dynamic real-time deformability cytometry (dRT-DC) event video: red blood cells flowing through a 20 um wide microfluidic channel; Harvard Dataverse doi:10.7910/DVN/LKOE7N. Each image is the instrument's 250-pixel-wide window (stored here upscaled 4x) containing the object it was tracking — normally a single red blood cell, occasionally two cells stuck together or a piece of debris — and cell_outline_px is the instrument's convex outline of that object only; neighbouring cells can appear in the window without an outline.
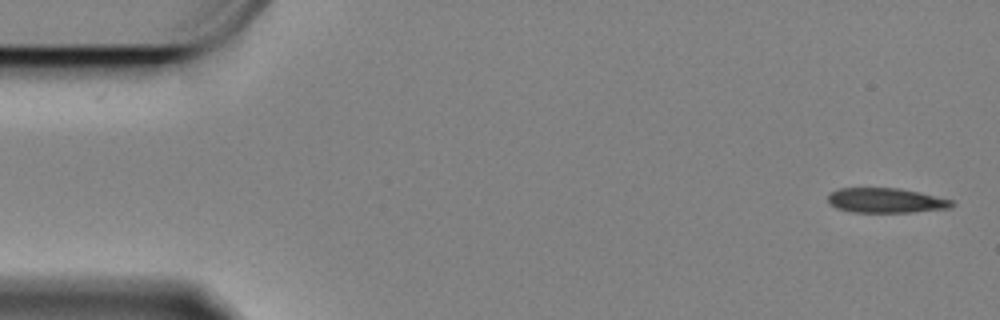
{"species": "Egyptian fruit bat (a non-hibernating species)", "species_latin": "Rousettus aegyptiacus", "temperature_condition": "cold", "stored_images_in_passage": 59, "segment_of_instrument_passage": [1, 2], "camera_frame_rate_fps": 3000, "um_per_image_px": 0.085, "animal": {"sex": "female"}, "frame": {"image": 1, "passage_image": 1, "time_ms": 0.0, "image_size_px": [1000, 320], "cell_outline_px": [[952, 204], [948, 208], [912, 212], [852, 212], [836, 208], [828, 200], [828, 196], [832, 192], [840, 188], [896, 188], [916, 192], [952, 200]], "centroid_in_image_um": [75.25, 17.04], "position_along_channel_um": 9.8, "area_um2": 17.46}}
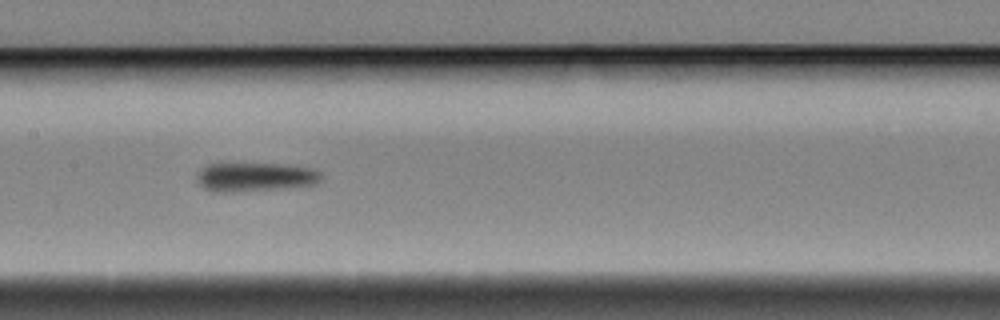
{"frame": {"image": 2, "passage_image": 27, "time_ms": 8.667, "image_size_px": [1000, 320], "cell_outline_px": [[320, 180], [312, 184], [224, 192], [220, 192], [204, 188], [200, 184], [200, 172], [208, 164], [276, 164], [308, 168], [320, 172]], "centroid_in_image_um": [21.66, 15.02], "position_along_channel_um": 185.7, "area_um2": 19.54}}
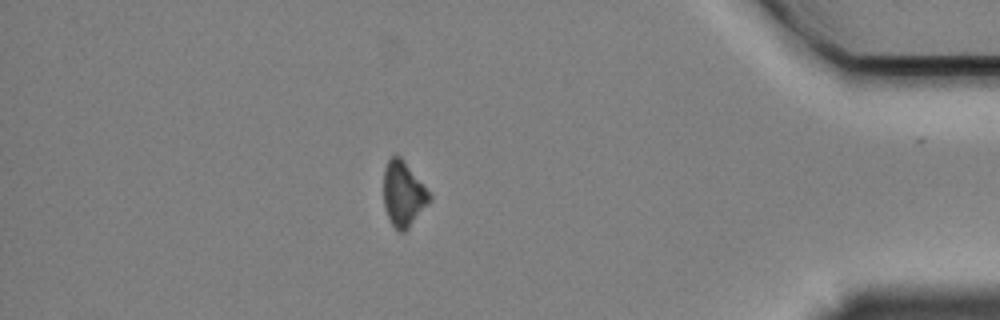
{"frame": {"image": 3, "passage_image": 50, "time_ms": 16.333, "image_size_px": [1000, 320], "cell_outline_px": [[432, 200], [408, 228], [404, 232], [400, 232], [392, 224], [388, 216], [384, 204], [384, 168], [388, 160], [392, 156], [400, 156], [404, 160], [432, 196]], "centroid_in_image_um": [34.29, 16.48], "position_along_channel_um": 400.9, "area_um2": 17.17}}